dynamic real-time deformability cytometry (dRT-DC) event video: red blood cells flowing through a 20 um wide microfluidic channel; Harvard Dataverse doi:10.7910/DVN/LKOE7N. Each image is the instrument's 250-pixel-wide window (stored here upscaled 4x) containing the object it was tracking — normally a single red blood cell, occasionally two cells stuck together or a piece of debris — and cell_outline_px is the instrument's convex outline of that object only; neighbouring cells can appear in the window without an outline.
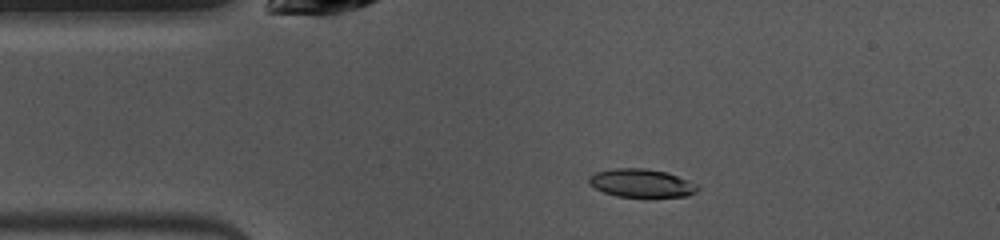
{"species": "common noctule bat (a hibernating species)", "species_latin": "Nyctalus noctula", "temperature_condition": "warm", "stored_images_in_passage": 45, "camera_frame_rate_fps": 3000, "um_per_image_px": 0.085, "animal": {"sex": "female", "body_mass_g": 10.0, "forearm_length_mm": 53.1}, "frame": {"image": 1, "passage_image": 5, "time_ms": 1.333, "image_size_px": [1000, 240], "cell_outline_px": [[700, 188], [696, 192], [688, 196], [616, 196], [604, 192], [588, 184], [588, 176], [596, 172], [616, 168], [644, 168], [668, 172], [688, 180], [696, 184]], "centroid_in_image_um": [54.52, 15.55], "position_along_channel_um": 30.5, "area_um2": 17.8}}
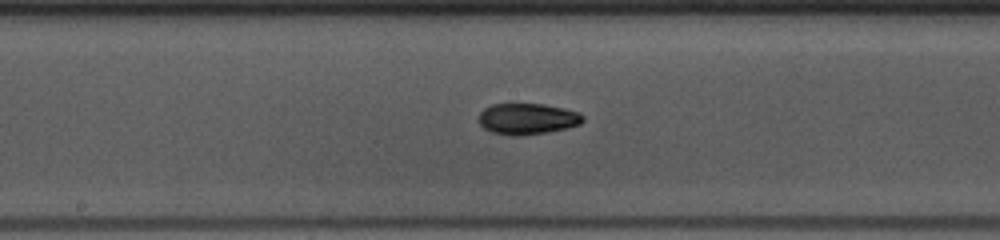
{"frame": {"image": 2, "passage_image": 20, "time_ms": 6.333, "image_size_px": [1000, 240], "cell_outline_px": [[584, 120], [580, 124], [568, 128], [548, 132], [520, 136], [512, 136], [492, 132], [484, 128], [480, 124], [480, 112], [484, 108], [492, 104], [544, 104], [564, 108], [580, 112], [584, 116]], "centroid_in_image_um": [44.86, 10.1], "position_along_channel_um": 203.3, "area_um2": 19.02}}
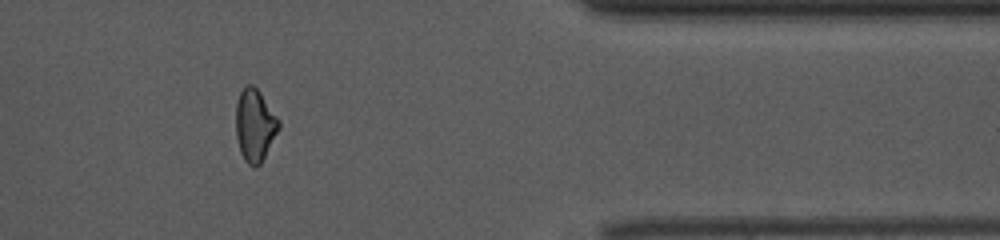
{"frame": {"image": 3, "passage_image": 36, "time_ms": 11.667, "image_size_px": [1000, 240], "cell_outline_px": [[280, 128], [260, 164], [256, 168], [252, 168], [244, 160], [240, 152], [236, 136], [236, 104], [240, 92], [248, 84], [252, 84], [260, 92], [280, 120]], "centroid_in_image_um": [21.66, 10.67], "position_along_channel_um": 389.7, "area_um2": 18.15}, "authors_computed_cell_mechanics": {"area_um2": 18.3226, "velocity_mm_per_s": 4.002, "shape_relaxation_time_tau1_ms": 3.8453, "shape_relaxation_time_tau2_ms": 8.4754, "deformation_change_tau1": 0.1528, "deformation_change_tau2": 0.127}}